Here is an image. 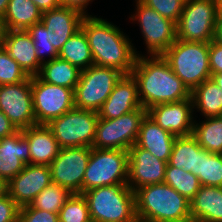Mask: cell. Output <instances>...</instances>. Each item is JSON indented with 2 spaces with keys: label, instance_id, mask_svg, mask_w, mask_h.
Returning <instances> with one entry per match:
<instances>
[{
  "label": "cell",
  "instance_id": "681fc988",
  "mask_svg": "<svg viewBox=\"0 0 222 222\" xmlns=\"http://www.w3.org/2000/svg\"><path fill=\"white\" fill-rule=\"evenodd\" d=\"M183 222H203V221L196 220V219H189V220H186V221H183Z\"/></svg>",
  "mask_w": 222,
  "mask_h": 222
},
{
  "label": "cell",
  "instance_id": "f1b7e54d",
  "mask_svg": "<svg viewBox=\"0 0 222 222\" xmlns=\"http://www.w3.org/2000/svg\"><path fill=\"white\" fill-rule=\"evenodd\" d=\"M193 107L203 113L205 118L222 116V90L207 79L198 85L192 92Z\"/></svg>",
  "mask_w": 222,
  "mask_h": 222
},
{
  "label": "cell",
  "instance_id": "7c38bea8",
  "mask_svg": "<svg viewBox=\"0 0 222 222\" xmlns=\"http://www.w3.org/2000/svg\"><path fill=\"white\" fill-rule=\"evenodd\" d=\"M136 1V13L131 21L139 23L149 56L162 55L177 39L176 23L161 16L154 9Z\"/></svg>",
  "mask_w": 222,
  "mask_h": 222
},
{
  "label": "cell",
  "instance_id": "ac0fdd59",
  "mask_svg": "<svg viewBox=\"0 0 222 222\" xmlns=\"http://www.w3.org/2000/svg\"><path fill=\"white\" fill-rule=\"evenodd\" d=\"M143 108L138 96V84L132 74L123 75L98 111L99 118L115 119Z\"/></svg>",
  "mask_w": 222,
  "mask_h": 222
},
{
  "label": "cell",
  "instance_id": "b9f144b4",
  "mask_svg": "<svg viewBox=\"0 0 222 222\" xmlns=\"http://www.w3.org/2000/svg\"><path fill=\"white\" fill-rule=\"evenodd\" d=\"M59 1H60V6L76 9L85 16L88 15L85 9L87 8L89 2H92L93 0H59Z\"/></svg>",
  "mask_w": 222,
  "mask_h": 222
},
{
  "label": "cell",
  "instance_id": "bcb514c9",
  "mask_svg": "<svg viewBox=\"0 0 222 222\" xmlns=\"http://www.w3.org/2000/svg\"><path fill=\"white\" fill-rule=\"evenodd\" d=\"M210 78L222 90V73L211 74Z\"/></svg>",
  "mask_w": 222,
  "mask_h": 222
},
{
  "label": "cell",
  "instance_id": "d4e9b609",
  "mask_svg": "<svg viewBox=\"0 0 222 222\" xmlns=\"http://www.w3.org/2000/svg\"><path fill=\"white\" fill-rule=\"evenodd\" d=\"M42 11L32 0H9L3 16L5 30H28L41 21Z\"/></svg>",
  "mask_w": 222,
  "mask_h": 222
},
{
  "label": "cell",
  "instance_id": "603a6c76",
  "mask_svg": "<svg viewBox=\"0 0 222 222\" xmlns=\"http://www.w3.org/2000/svg\"><path fill=\"white\" fill-rule=\"evenodd\" d=\"M176 136L163 130L148 115L142 120L136 145L168 163Z\"/></svg>",
  "mask_w": 222,
  "mask_h": 222
},
{
  "label": "cell",
  "instance_id": "4dcf8cb0",
  "mask_svg": "<svg viewBox=\"0 0 222 222\" xmlns=\"http://www.w3.org/2000/svg\"><path fill=\"white\" fill-rule=\"evenodd\" d=\"M198 178L201 185L222 187V154L210 153L199 145Z\"/></svg>",
  "mask_w": 222,
  "mask_h": 222
},
{
  "label": "cell",
  "instance_id": "4fadbf2b",
  "mask_svg": "<svg viewBox=\"0 0 222 222\" xmlns=\"http://www.w3.org/2000/svg\"><path fill=\"white\" fill-rule=\"evenodd\" d=\"M91 155V147L61 148L50 164L52 183L83 193V178Z\"/></svg>",
  "mask_w": 222,
  "mask_h": 222
},
{
  "label": "cell",
  "instance_id": "4316f807",
  "mask_svg": "<svg viewBox=\"0 0 222 222\" xmlns=\"http://www.w3.org/2000/svg\"><path fill=\"white\" fill-rule=\"evenodd\" d=\"M168 164L198 177L199 144L192 134L176 137Z\"/></svg>",
  "mask_w": 222,
  "mask_h": 222
},
{
  "label": "cell",
  "instance_id": "e575fe53",
  "mask_svg": "<svg viewBox=\"0 0 222 222\" xmlns=\"http://www.w3.org/2000/svg\"><path fill=\"white\" fill-rule=\"evenodd\" d=\"M27 32L31 35L36 48V55L42 64L46 62L44 53L50 57L47 61L58 58V52L51 44L52 31L47 30L41 21L32 25Z\"/></svg>",
  "mask_w": 222,
  "mask_h": 222
},
{
  "label": "cell",
  "instance_id": "2e32d148",
  "mask_svg": "<svg viewBox=\"0 0 222 222\" xmlns=\"http://www.w3.org/2000/svg\"><path fill=\"white\" fill-rule=\"evenodd\" d=\"M193 101L186 100L155 105L147 110V115L163 130L176 137L191 135L193 121Z\"/></svg>",
  "mask_w": 222,
  "mask_h": 222
},
{
  "label": "cell",
  "instance_id": "52a82bcc",
  "mask_svg": "<svg viewBox=\"0 0 222 222\" xmlns=\"http://www.w3.org/2000/svg\"><path fill=\"white\" fill-rule=\"evenodd\" d=\"M128 182V151L120 149H96L91 155L83 178V192L107 185Z\"/></svg>",
  "mask_w": 222,
  "mask_h": 222
},
{
  "label": "cell",
  "instance_id": "836d02e7",
  "mask_svg": "<svg viewBox=\"0 0 222 222\" xmlns=\"http://www.w3.org/2000/svg\"><path fill=\"white\" fill-rule=\"evenodd\" d=\"M59 222H90L88 203L83 194L73 193L59 211Z\"/></svg>",
  "mask_w": 222,
  "mask_h": 222
},
{
  "label": "cell",
  "instance_id": "c3c4849f",
  "mask_svg": "<svg viewBox=\"0 0 222 222\" xmlns=\"http://www.w3.org/2000/svg\"><path fill=\"white\" fill-rule=\"evenodd\" d=\"M4 33H5V28L3 24V17L0 16V45L2 44Z\"/></svg>",
  "mask_w": 222,
  "mask_h": 222
},
{
  "label": "cell",
  "instance_id": "60d3db41",
  "mask_svg": "<svg viewBox=\"0 0 222 222\" xmlns=\"http://www.w3.org/2000/svg\"><path fill=\"white\" fill-rule=\"evenodd\" d=\"M17 131L8 117L0 110V139L11 136Z\"/></svg>",
  "mask_w": 222,
  "mask_h": 222
},
{
  "label": "cell",
  "instance_id": "f6af8a7d",
  "mask_svg": "<svg viewBox=\"0 0 222 222\" xmlns=\"http://www.w3.org/2000/svg\"><path fill=\"white\" fill-rule=\"evenodd\" d=\"M8 195V182L0 177V198Z\"/></svg>",
  "mask_w": 222,
  "mask_h": 222
},
{
  "label": "cell",
  "instance_id": "277c9868",
  "mask_svg": "<svg viewBox=\"0 0 222 222\" xmlns=\"http://www.w3.org/2000/svg\"><path fill=\"white\" fill-rule=\"evenodd\" d=\"M162 56L190 92L211 77L207 42L176 39Z\"/></svg>",
  "mask_w": 222,
  "mask_h": 222
},
{
  "label": "cell",
  "instance_id": "ab89813d",
  "mask_svg": "<svg viewBox=\"0 0 222 222\" xmlns=\"http://www.w3.org/2000/svg\"><path fill=\"white\" fill-rule=\"evenodd\" d=\"M209 67L211 74L222 73V45L209 42Z\"/></svg>",
  "mask_w": 222,
  "mask_h": 222
},
{
  "label": "cell",
  "instance_id": "1f68e13d",
  "mask_svg": "<svg viewBox=\"0 0 222 222\" xmlns=\"http://www.w3.org/2000/svg\"><path fill=\"white\" fill-rule=\"evenodd\" d=\"M164 183L174 188L189 201L201 187L199 178L192 172H186L182 168H175L168 163L165 170Z\"/></svg>",
  "mask_w": 222,
  "mask_h": 222
},
{
  "label": "cell",
  "instance_id": "7bdbcfd3",
  "mask_svg": "<svg viewBox=\"0 0 222 222\" xmlns=\"http://www.w3.org/2000/svg\"><path fill=\"white\" fill-rule=\"evenodd\" d=\"M33 3L42 11L53 10L60 6L59 0H32Z\"/></svg>",
  "mask_w": 222,
  "mask_h": 222
},
{
  "label": "cell",
  "instance_id": "7dc6e473",
  "mask_svg": "<svg viewBox=\"0 0 222 222\" xmlns=\"http://www.w3.org/2000/svg\"><path fill=\"white\" fill-rule=\"evenodd\" d=\"M9 0H0V16L3 17L7 9Z\"/></svg>",
  "mask_w": 222,
  "mask_h": 222
},
{
  "label": "cell",
  "instance_id": "83f0119b",
  "mask_svg": "<svg viewBox=\"0 0 222 222\" xmlns=\"http://www.w3.org/2000/svg\"><path fill=\"white\" fill-rule=\"evenodd\" d=\"M58 58L84 70L94 65L87 37L82 28L77 30L62 46Z\"/></svg>",
  "mask_w": 222,
  "mask_h": 222
},
{
  "label": "cell",
  "instance_id": "8992f818",
  "mask_svg": "<svg viewBox=\"0 0 222 222\" xmlns=\"http://www.w3.org/2000/svg\"><path fill=\"white\" fill-rule=\"evenodd\" d=\"M221 12L222 6L217 0H186L176 24L177 39L211 42Z\"/></svg>",
  "mask_w": 222,
  "mask_h": 222
},
{
  "label": "cell",
  "instance_id": "ee69618b",
  "mask_svg": "<svg viewBox=\"0 0 222 222\" xmlns=\"http://www.w3.org/2000/svg\"><path fill=\"white\" fill-rule=\"evenodd\" d=\"M214 41L222 45V12L216 24Z\"/></svg>",
  "mask_w": 222,
  "mask_h": 222
},
{
  "label": "cell",
  "instance_id": "ba28073f",
  "mask_svg": "<svg viewBox=\"0 0 222 222\" xmlns=\"http://www.w3.org/2000/svg\"><path fill=\"white\" fill-rule=\"evenodd\" d=\"M123 75L117 69L97 65L81 70L74 90V107L98 112Z\"/></svg>",
  "mask_w": 222,
  "mask_h": 222
},
{
  "label": "cell",
  "instance_id": "6da1fadb",
  "mask_svg": "<svg viewBox=\"0 0 222 222\" xmlns=\"http://www.w3.org/2000/svg\"><path fill=\"white\" fill-rule=\"evenodd\" d=\"M131 74L137 81L139 100L146 110L191 97V92L162 55L137 56Z\"/></svg>",
  "mask_w": 222,
  "mask_h": 222
},
{
  "label": "cell",
  "instance_id": "484cf974",
  "mask_svg": "<svg viewBox=\"0 0 222 222\" xmlns=\"http://www.w3.org/2000/svg\"><path fill=\"white\" fill-rule=\"evenodd\" d=\"M80 74L81 70L78 67L55 58L43 63L37 76L48 84L64 86L74 91Z\"/></svg>",
  "mask_w": 222,
  "mask_h": 222
},
{
  "label": "cell",
  "instance_id": "ffe728a7",
  "mask_svg": "<svg viewBox=\"0 0 222 222\" xmlns=\"http://www.w3.org/2000/svg\"><path fill=\"white\" fill-rule=\"evenodd\" d=\"M83 17L80 11L63 6L42 12L41 22L47 30L52 31L51 44L57 52L81 28Z\"/></svg>",
  "mask_w": 222,
  "mask_h": 222
},
{
  "label": "cell",
  "instance_id": "30bf717a",
  "mask_svg": "<svg viewBox=\"0 0 222 222\" xmlns=\"http://www.w3.org/2000/svg\"><path fill=\"white\" fill-rule=\"evenodd\" d=\"M146 115L147 110L139 108L119 118H99L92 148L128 151L135 145L142 120Z\"/></svg>",
  "mask_w": 222,
  "mask_h": 222
},
{
  "label": "cell",
  "instance_id": "d6986e66",
  "mask_svg": "<svg viewBox=\"0 0 222 222\" xmlns=\"http://www.w3.org/2000/svg\"><path fill=\"white\" fill-rule=\"evenodd\" d=\"M27 164H30V149L22 130L0 139V177L9 182Z\"/></svg>",
  "mask_w": 222,
  "mask_h": 222
},
{
  "label": "cell",
  "instance_id": "3957f363",
  "mask_svg": "<svg viewBox=\"0 0 222 222\" xmlns=\"http://www.w3.org/2000/svg\"><path fill=\"white\" fill-rule=\"evenodd\" d=\"M139 222H183L191 219L190 201L165 183L151 184L134 191Z\"/></svg>",
  "mask_w": 222,
  "mask_h": 222
},
{
  "label": "cell",
  "instance_id": "7a4b0ae2",
  "mask_svg": "<svg viewBox=\"0 0 222 222\" xmlns=\"http://www.w3.org/2000/svg\"><path fill=\"white\" fill-rule=\"evenodd\" d=\"M81 28L87 37L94 65L131 74L136 58L141 54L134 49L128 36L111 22L92 15L83 17Z\"/></svg>",
  "mask_w": 222,
  "mask_h": 222
},
{
  "label": "cell",
  "instance_id": "9a60e30c",
  "mask_svg": "<svg viewBox=\"0 0 222 222\" xmlns=\"http://www.w3.org/2000/svg\"><path fill=\"white\" fill-rule=\"evenodd\" d=\"M167 162L152 155L136 144L128 150V182L135 191L140 187L164 183Z\"/></svg>",
  "mask_w": 222,
  "mask_h": 222
},
{
  "label": "cell",
  "instance_id": "e0dca14e",
  "mask_svg": "<svg viewBox=\"0 0 222 222\" xmlns=\"http://www.w3.org/2000/svg\"><path fill=\"white\" fill-rule=\"evenodd\" d=\"M52 183L50 166L27 164L8 182V195L19 207L30 205L34 198Z\"/></svg>",
  "mask_w": 222,
  "mask_h": 222
},
{
  "label": "cell",
  "instance_id": "44dd1931",
  "mask_svg": "<svg viewBox=\"0 0 222 222\" xmlns=\"http://www.w3.org/2000/svg\"><path fill=\"white\" fill-rule=\"evenodd\" d=\"M1 45L29 77L38 75L42 63L27 30H5Z\"/></svg>",
  "mask_w": 222,
  "mask_h": 222
},
{
  "label": "cell",
  "instance_id": "f907efd6",
  "mask_svg": "<svg viewBox=\"0 0 222 222\" xmlns=\"http://www.w3.org/2000/svg\"><path fill=\"white\" fill-rule=\"evenodd\" d=\"M219 3H220V5L222 6V0H217Z\"/></svg>",
  "mask_w": 222,
  "mask_h": 222
},
{
  "label": "cell",
  "instance_id": "cb8c5ba5",
  "mask_svg": "<svg viewBox=\"0 0 222 222\" xmlns=\"http://www.w3.org/2000/svg\"><path fill=\"white\" fill-rule=\"evenodd\" d=\"M191 219L222 222V187L201 185L190 200Z\"/></svg>",
  "mask_w": 222,
  "mask_h": 222
},
{
  "label": "cell",
  "instance_id": "9c48e42d",
  "mask_svg": "<svg viewBox=\"0 0 222 222\" xmlns=\"http://www.w3.org/2000/svg\"><path fill=\"white\" fill-rule=\"evenodd\" d=\"M98 120V112L74 107L47 126L61 148L92 147Z\"/></svg>",
  "mask_w": 222,
  "mask_h": 222
},
{
  "label": "cell",
  "instance_id": "8d00e7d4",
  "mask_svg": "<svg viewBox=\"0 0 222 222\" xmlns=\"http://www.w3.org/2000/svg\"><path fill=\"white\" fill-rule=\"evenodd\" d=\"M149 8L154 9L161 16L175 22L179 21L186 0H139Z\"/></svg>",
  "mask_w": 222,
  "mask_h": 222
},
{
  "label": "cell",
  "instance_id": "8fae6325",
  "mask_svg": "<svg viewBox=\"0 0 222 222\" xmlns=\"http://www.w3.org/2000/svg\"><path fill=\"white\" fill-rule=\"evenodd\" d=\"M33 111L36 124H48L74 108V91L31 77Z\"/></svg>",
  "mask_w": 222,
  "mask_h": 222
},
{
  "label": "cell",
  "instance_id": "5bb4252c",
  "mask_svg": "<svg viewBox=\"0 0 222 222\" xmlns=\"http://www.w3.org/2000/svg\"><path fill=\"white\" fill-rule=\"evenodd\" d=\"M0 110L17 130L37 125L33 111L31 77L20 83L0 85Z\"/></svg>",
  "mask_w": 222,
  "mask_h": 222
},
{
  "label": "cell",
  "instance_id": "5b68a950",
  "mask_svg": "<svg viewBox=\"0 0 222 222\" xmlns=\"http://www.w3.org/2000/svg\"><path fill=\"white\" fill-rule=\"evenodd\" d=\"M95 222H138L134 191L127 185H107L82 193Z\"/></svg>",
  "mask_w": 222,
  "mask_h": 222
},
{
  "label": "cell",
  "instance_id": "d6a6232c",
  "mask_svg": "<svg viewBox=\"0 0 222 222\" xmlns=\"http://www.w3.org/2000/svg\"><path fill=\"white\" fill-rule=\"evenodd\" d=\"M73 193L58 184L51 183L30 203L32 208L59 214V211Z\"/></svg>",
  "mask_w": 222,
  "mask_h": 222
},
{
  "label": "cell",
  "instance_id": "7402d4cb",
  "mask_svg": "<svg viewBox=\"0 0 222 222\" xmlns=\"http://www.w3.org/2000/svg\"><path fill=\"white\" fill-rule=\"evenodd\" d=\"M29 143L30 164L50 166L61 147L46 124H37L22 130Z\"/></svg>",
  "mask_w": 222,
  "mask_h": 222
},
{
  "label": "cell",
  "instance_id": "f546056e",
  "mask_svg": "<svg viewBox=\"0 0 222 222\" xmlns=\"http://www.w3.org/2000/svg\"><path fill=\"white\" fill-rule=\"evenodd\" d=\"M205 120L194 123L192 135L206 151L222 154V116L207 117Z\"/></svg>",
  "mask_w": 222,
  "mask_h": 222
},
{
  "label": "cell",
  "instance_id": "d590c367",
  "mask_svg": "<svg viewBox=\"0 0 222 222\" xmlns=\"http://www.w3.org/2000/svg\"><path fill=\"white\" fill-rule=\"evenodd\" d=\"M28 78L20 65L0 45V85L16 84Z\"/></svg>",
  "mask_w": 222,
  "mask_h": 222
},
{
  "label": "cell",
  "instance_id": "74e56055",
  "mask_svg": "<svg viewBox=\"0 0 222 222\" xmlns=\"http://www.w3.org/2000/svg\"><path fill=\"white\" fill-rule=\"evenodd\" d=\"M18 222H59V216L56 213L26 205L19 209Z\"/></svg>",
  "mask_w": 222,
  "mask_h": 222
},
{
  "label": "cell",
  "instance_id": "f35d334b",
  "mask_svg": "<svg viewBox=\"0 0 222 222\" xmlns=\"http://www.w3.org/2000/svg\"><path fill=\"white\" fill-rule=\"evenodd\" d=\"M20 207L9 196L0 198V222H18Z\"/></svg>",
  "mask_w": 222,
  "mask_h": 222
}]
</instances>
